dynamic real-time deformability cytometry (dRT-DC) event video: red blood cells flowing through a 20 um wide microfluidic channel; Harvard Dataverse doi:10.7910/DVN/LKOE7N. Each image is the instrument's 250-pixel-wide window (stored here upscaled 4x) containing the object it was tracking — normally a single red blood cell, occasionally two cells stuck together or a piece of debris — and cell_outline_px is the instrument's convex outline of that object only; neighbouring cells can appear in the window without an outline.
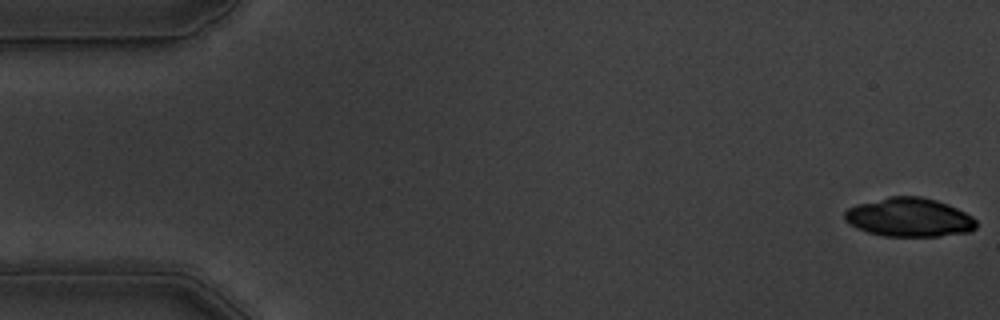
{"species": "common noctule bat (a hibernating species)", "species_latin": "Nyctalus noctula", "temperature_condition": "warm", "stored_images_in_passage": 56, "camera_frame_rate_fps": 3000, "um_per_image_px": 0.085, "animal": {"sex": "male", "body_mass_g": 19.5, "forearm_length_mm": 54.6}, "frame": {"image": 1, "passage_image": 1, "time_ms": 0.0, "image_size_px": [1000, 320], "cell_outline_px": [[976, 228], [968, 232], [940, 236], [884, 236], [868, 232], [856, 228], [848, 224], [844, 220], [844, 212], [848, 208], [856, 204], [888, 196], [920, 196], [936, 200], [948, 204], [972, 216], [976, 220]], "centroid_in_image_um": [77.25, 18.47], "position_along_channel_um": 7.8, "area_um2": 29.94}}